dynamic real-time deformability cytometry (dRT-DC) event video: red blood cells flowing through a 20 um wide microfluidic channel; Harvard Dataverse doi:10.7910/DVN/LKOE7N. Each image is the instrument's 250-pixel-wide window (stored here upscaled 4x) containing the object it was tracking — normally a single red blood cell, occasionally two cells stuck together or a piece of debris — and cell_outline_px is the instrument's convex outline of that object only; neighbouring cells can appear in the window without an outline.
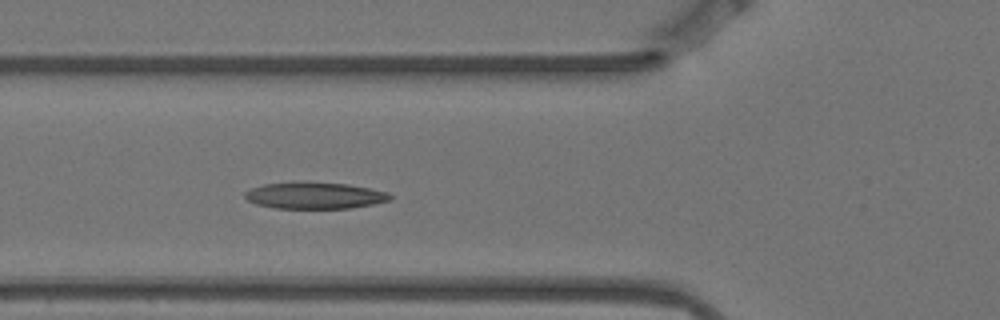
{"species": "Egyptian fruit bat (a non-hibernating species)", "species_latin": "Rousettus aegyptiacus", "temperature_condition": "warm", "stored_images_in_passage": 5, "camera_frame_rate_fps": 3000, "um_per_image_px": 0.085, "animal": {"sex": "female"}, "frame": {"image": 1, "passage_image": 5, "time_ms": 1.333, "image_size_px": [1000, 320], "cell_outline_px": [[392, 200], [372, 204], [348, 208], [276, 208], [256, 204], [248, 200], [244, 196], [244, 192], [252, 188], [264, 184], [292, 180], [308, 180], [348, 184], [388, 192], [392, 196]], "centroid_in_image_um": [26.72, 16.58], "position_along_channel_um": 99.1, "area_um2": 23.0}}